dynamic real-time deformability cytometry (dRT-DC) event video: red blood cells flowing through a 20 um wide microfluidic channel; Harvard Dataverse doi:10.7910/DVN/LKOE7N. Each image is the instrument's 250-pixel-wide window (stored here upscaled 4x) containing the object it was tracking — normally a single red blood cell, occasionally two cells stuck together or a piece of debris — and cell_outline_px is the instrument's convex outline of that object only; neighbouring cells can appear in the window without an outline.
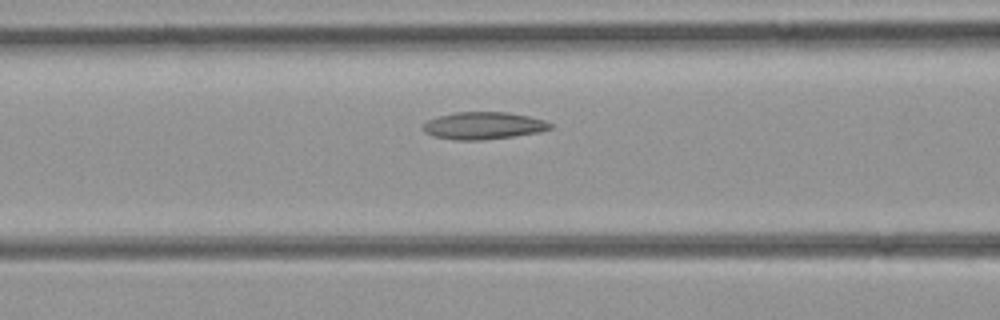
{"species": "common noctule bat (a hibernating species)", "species_latin": "Nyctalus noctula", "temperature_condition": "room temperature", "stored_images_in_passage": 9, "camera_frame_rate_fps": 3000, "um_per_image_px": 0.085, "animal": {"sex": "female", "body_mass_g": 21.9}, "frame": {"image": 1, "passage_image": 7, "time_ms": 2.0, "image_size_px": [1000, 320], "cell_outline_px": [[552, 128], [540, 132], [512, 136], [480, 140], [456, 140], [432, 136], [424, 132], [424, 124], [428, 120], [452, 112], [508, 112], [528, 116], [544, 120], [552, 124]], "centroid_in_image_um": [41.09, 10.68], "position_along_channel_um": 125.5, "area_um2": 20.11}}